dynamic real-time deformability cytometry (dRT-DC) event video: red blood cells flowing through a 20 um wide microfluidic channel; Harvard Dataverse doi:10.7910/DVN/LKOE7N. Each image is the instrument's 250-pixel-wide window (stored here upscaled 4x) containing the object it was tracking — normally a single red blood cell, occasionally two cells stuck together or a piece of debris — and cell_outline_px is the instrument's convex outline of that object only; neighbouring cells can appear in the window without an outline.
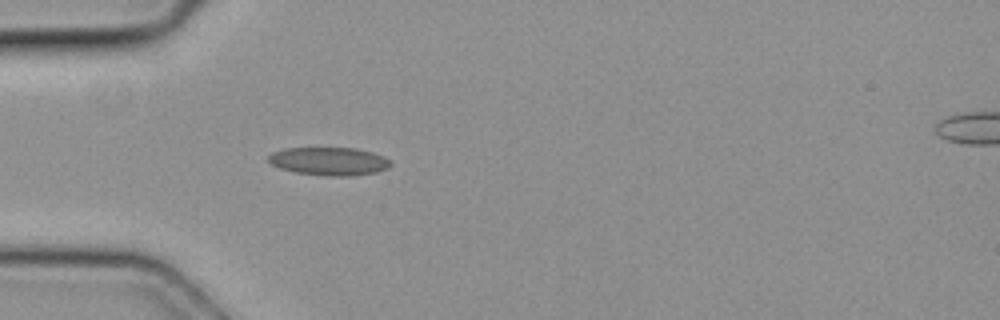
{"species": "common noctule bat (a hibernating species)", "species_latin": "Nyctalus noctula", "temperature_condition": "cold", "stored_images_in_passage": 5, "camera_frame_rate_fps": 3000, "um_per_image_px": 0.085, "animal": {"sex": "female", "body_mass_g": 19.3, "forearm_length_mm": 54.1}, "frame": {"image": 1, "passage_image": 5, "time_ms": 1.333, "image_size_px": [1000, 320], "cell_outline_px": [[392, 164], [388, 168], [376, 172], [348, 176], [328, 176], [296, 172], [280, 168], [272, 164], [268, 160], [268, 156], [272, 152], [284, 148], [356, 148], [372, 152], [384, 156], [392, 160]], "centroid_in_image_um": [28.0, 13.7], "position_along_channel_um": 57.0, "area_um2": 20.06}}